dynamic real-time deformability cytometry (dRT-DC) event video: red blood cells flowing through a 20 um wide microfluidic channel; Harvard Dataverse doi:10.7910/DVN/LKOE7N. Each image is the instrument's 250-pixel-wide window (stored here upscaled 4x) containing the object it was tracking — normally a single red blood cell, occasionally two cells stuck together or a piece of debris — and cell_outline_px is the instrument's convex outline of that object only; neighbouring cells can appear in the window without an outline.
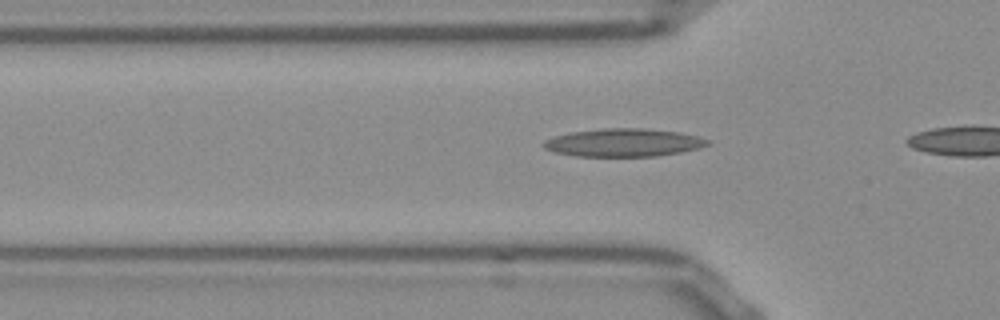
{"species": "Egyptian fruit bat (a non-hibernating species)", "species_latin": "Rousettus aegyptiacus", "temperature_condition": "room temperature", "stored_images_in_passage": 10, "camera_frame_rate_fps": 3000, "um_per_image_px": 0.085, "frame": {"image": 1, "passage_image": 5, "time_ms": 1.333, "image_size_px": [1000, 320], "cell_outline_px": [[708, 144], [700, 148], [680, 152], [656, 156], [576, 156], [556, 152], [544, 148], [540, 144], [544, 140], [568, 132], [604, 128], [644, 128], [680, 132], [696, 136], [708, 140]], "centroid_in_image_um": [52.96, 12.11], "position_along_channel_um": 72.8, "area_um2": 26.7}}
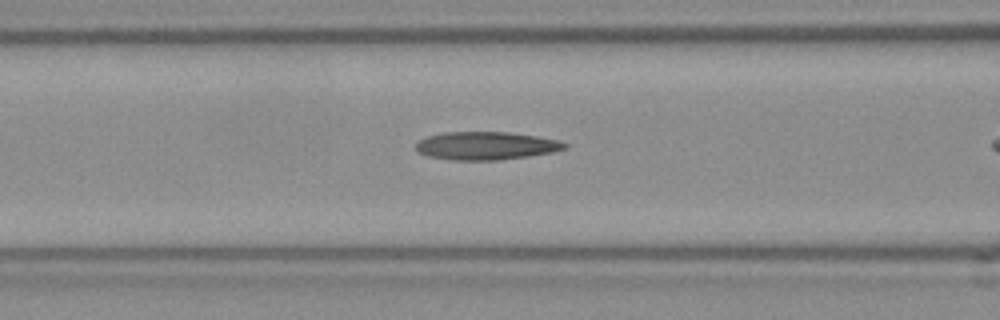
{"frame": {"image": 2, "passage_image": 9, "time_ms": 2.667, "image_size_px": [1000, 320], "cell_outline_px": [[568, 148], [552, 152], [528, 156], [496, 160], [452, 160], [428, 156], [420, 152], [416, 148], [416, 144], [420, 140], [428, 136], [444, 132], [512, 132], [560, 140], [568, 144]], "centroid_in_image_um": [41.35, 12.38], "position_along_channel_um": 125.2, "area_um2": 24.28}}